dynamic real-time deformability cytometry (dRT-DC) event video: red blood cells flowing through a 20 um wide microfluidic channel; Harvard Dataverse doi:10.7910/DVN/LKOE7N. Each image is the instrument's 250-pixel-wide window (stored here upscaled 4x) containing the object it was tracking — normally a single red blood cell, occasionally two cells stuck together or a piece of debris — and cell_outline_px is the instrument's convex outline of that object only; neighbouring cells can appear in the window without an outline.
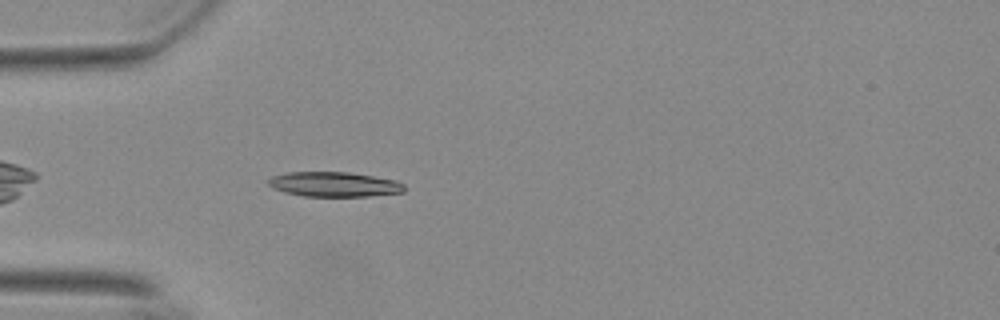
{"species": "Egyptian fruit bat (a non-hibernating species)", "species_latin": "Rousettus aegyptiacus", "temperature_condition": "warm", "stored_images_in_passage": 42, "camera_frame_rate_fps": 3000, "um_per_image_px": 0.085, "animal": {"sex": "female"}, "frame": {"image": 1, "passage_image": 4, "time_ms": 1.0, "image_size_px": [1000, 320], "cell_outline_px": [[404, 192], [368, 196], [304, 196], [284, 192], [272, 188], [268, 184], [268, 180], [272, 176], [288, 172], [348, 172], [396, 180], [404, 184]], "centroid_in_image_um": [28.39, 15.66], "position_along_channel_um": 56.6, "area_um2": 19.59}}
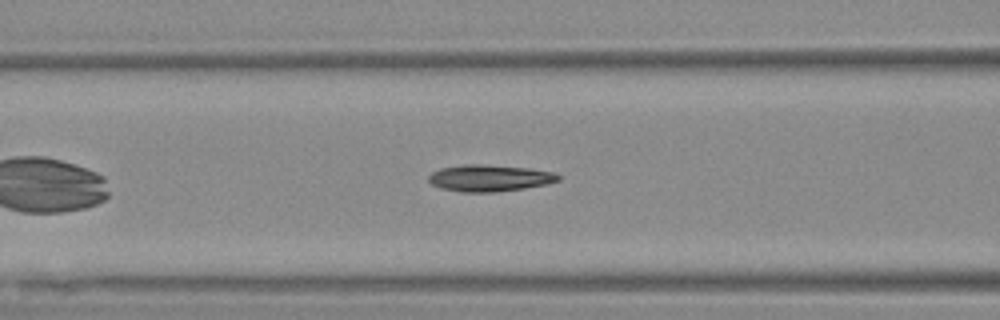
{"frame": {"image": 2, "passage_image": 10, "time_ms": 3.0, "image_size_px": [1000, 320], "cell_outline_px": [[560, 180], [544, 184], [524, 188], [496, 192], [464, 192], [440, 188], [432, 184], [428, 180], [428, 176], [432, 172], [440, 168], [464, 164], [480, 164], [528, 168], [552, 172], [560, 176]], "centroid_in_image_um": [41.57, 15.13], "position_along_channel_um": 125.0, "area_um2": 20.0}}
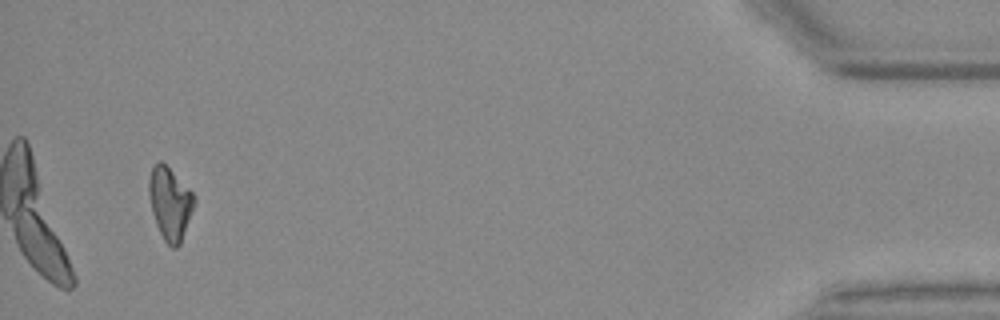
{"frame": {"image": 3, "passage_image": 40, "time_ms": 13.0, "image_size_px": [1000, 320], "cell_outline_px": [[196, 200], [180, 244], [176, 248], [172, 248], [164, 240], [156, 224], [152, 212], [148, 192], [148, 180], [152, 168], [160, 160], [192, 192]], "centroid_in_image_um": [14.43, 17.31], "position_along_channel_um": 420.8, "area_um2": 18.73}, "authors_computed_cell_mechanics": {"area_um2": 19.074, "velocity_mm_per_s": 3.7208, "shape_relaxation_time_tau1_ms": 8.7311, "shape_relaxation_time_tau2_ms": 6.2594, "deformation_change_tau1": 0.2518, "deformation_change_tau2": 0.1248}}